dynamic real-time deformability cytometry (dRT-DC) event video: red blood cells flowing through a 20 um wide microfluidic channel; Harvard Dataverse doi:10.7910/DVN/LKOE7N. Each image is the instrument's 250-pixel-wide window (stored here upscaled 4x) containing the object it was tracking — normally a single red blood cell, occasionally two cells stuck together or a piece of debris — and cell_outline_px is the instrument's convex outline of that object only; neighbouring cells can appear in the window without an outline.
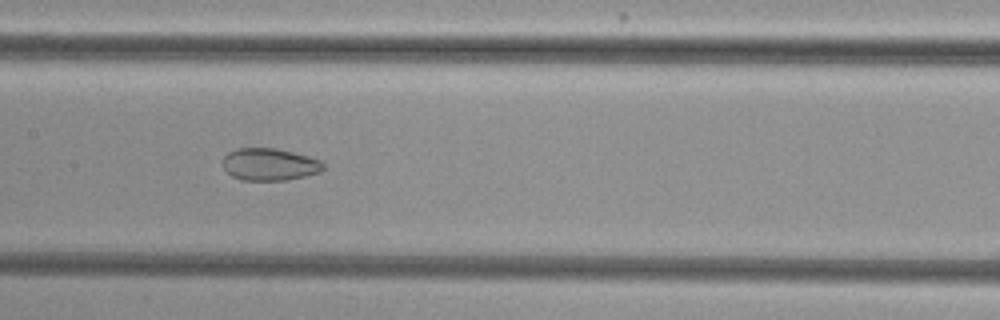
{"species": "common noctule bat (a hibernating species)", "species_latin": "Nyctalus noctula", "temperature_condition": "cold", "stored_images_in_passage": 37, "camera_frame_rate_fps": 3000, "um_per_image_px": 0.085, "animal": {"sex": "female", "body_mass_g": 29.2, "forearm_length_mm": 56.3}, "frame": {"image": 1, "passage_image": 16, "time_ms": 5.0, "image_size_px": [1000, 320], "cell_outline_px": [[324, 168], [320, 172], [304, 176], [284, 180], [240, 180], [232, 176], [224, 168], [224, 156], [228, 152], [236, 148], [276, 148], [308, 156], [320, 160], [324, 164]], "centroid_in_image_um": [22.91, 13.97], "position_along_channel_um": 184.5, "area_um2": 18.79}}
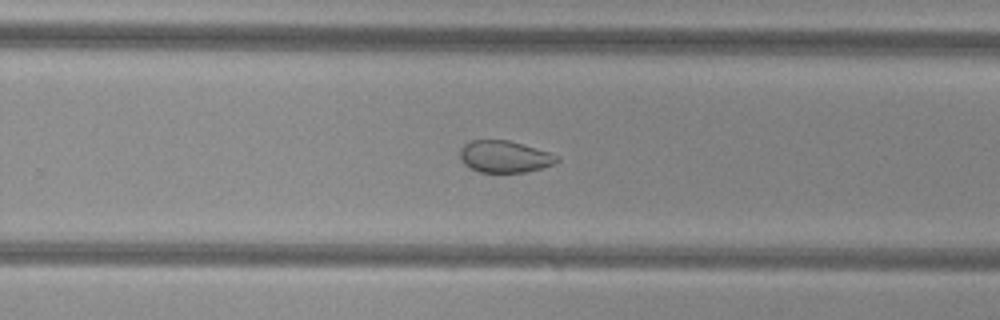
{"frame": {"image": 2, "passage_image": 24, "time_ms": 7.667, "image_size_px": [1000, 320], "cell_outline_px": [[560, 160], [556, 164], [524, 172], [480, 172], [464, 164], [460, 160], [460, 148], [464, 144], [472, 140], [508, 140], [548, 152], [560, 156]], "centroid_in_image_um": [42.89, 13.31], "position_along_channel_um": 286.9, "area_um2": 17.92}}
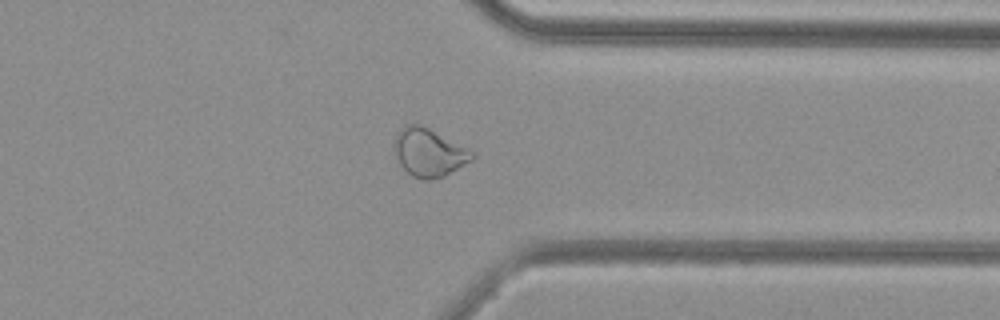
{"frame": {"image": 3, "passage_image": 31, "time_ms": 10.0, "image_size_px": [1000, 320], "cell_outline_px": [[476, 156], [472, 160], [444, 176], [432, 180], [424, 180], [412, 176], [400, 164], [392, 148], [392, 144], [400, 128], [404, 124], [420, 124], [468, 148]], "centroid_in_image_um": [36.43, 12.96], "position_along_channel_um": 375.0, "area_um2": 21.79}, "authors_computed_cell_mechanics": {"area_um2": 20.6346, "velocity_mm_per_s": 3.8513, "shape_relaxation_time_tau1_ms": null, "shape_relaxation_time_tau2_ms": 2.0907, "deformation_change_tau1": null, "deformation_change_tau2": 0.0694}}